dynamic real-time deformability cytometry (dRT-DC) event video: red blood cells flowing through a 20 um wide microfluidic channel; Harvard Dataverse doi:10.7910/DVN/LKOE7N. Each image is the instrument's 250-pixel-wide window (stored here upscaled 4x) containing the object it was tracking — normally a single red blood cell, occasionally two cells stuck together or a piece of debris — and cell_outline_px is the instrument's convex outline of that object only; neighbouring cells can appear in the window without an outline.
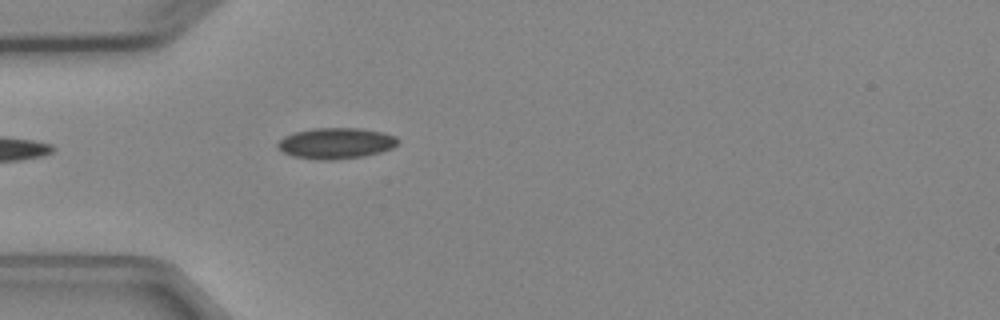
{"species": "Egyptian fruit bat (a non-hibernating species)", "species_latin": "Rousettus aegyptiacus", "temperature_condition": "cold", "stored_images_in_passage": 4, "camera_frame_rate_fps": 3000, "um_per_image_px": 0.085, "animal": {"sex": "female"}, "frame": {"image": 1, "passage_image": 4, "time_ms": 4.333, "image_size_px": [1000, 320], "cell_outline_px": [[400, 140], [392, 148], [380, 152], [364, 156], [336, 160], [316, 160], [292, 156], [284, 152], [276, 144], [284, 136], [296, 132], [312, 128], [360, 128], [384, 132], [396, 136]], "centroid_in_image_um": [28.58, 12.18], "position_along_channel_um": 56.4, "area_um2": 21.79}}